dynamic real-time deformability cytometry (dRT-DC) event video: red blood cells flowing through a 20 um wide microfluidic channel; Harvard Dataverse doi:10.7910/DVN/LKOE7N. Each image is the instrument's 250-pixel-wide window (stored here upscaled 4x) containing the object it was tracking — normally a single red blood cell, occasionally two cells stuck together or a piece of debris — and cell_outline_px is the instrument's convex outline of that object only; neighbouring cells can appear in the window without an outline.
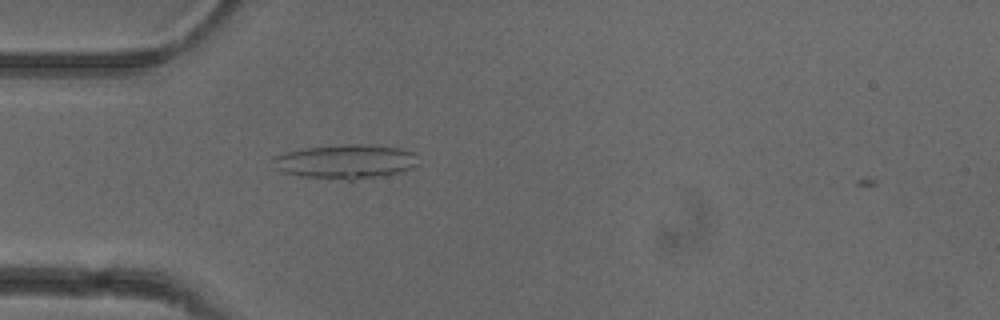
{"species": "common noctule bat (a hibernating species)", "species_latin": "Nyctalus noctula", "temperature_condition": "cold", "stored_images_in_passage": 42, "camera_frame_rate_fps": 3000, "um_per_image_px": 0.085, "animal": {"sex": "female"}, "frame": {"image": 1, "passage_image": 5, "time_ms": 1.333, "image_size_px": [1000, 320], "cell_outline_px": [[416, 164], [412, 168], [404, 172], [380, 176], [352, 180], [344, 180], [300, 176], [280, 172], [268, 160], [272, 156], [304, 148], [340, 144], [360, 144], [400, 148], [412, 152]], "centroid_in_image_um": [29.28, 13.74], "position_along_channel_um": 55.7, "area_um2": 29.07}}
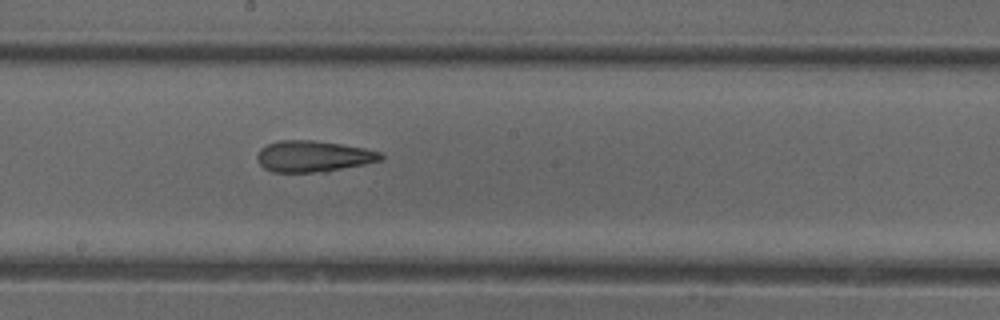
{"frame": {"image": 2, "passage_image": 18, "time_ms": 5.667, "image_size_px": [1000, 320], "cell_outline_px": [[384, 156], [380, 160], [364, 164], [328, 172], [272, 172], [264, 168], [256, 160], [256, 156], [260, 148], [268, 144], [280, 140], [312, 140], [340, 144], [364, 148], [380, 152]], "centroid_in_image_um": [26.6, 13.29], "position_along_channel_um": 221.6, "area_um2": 22.54}}
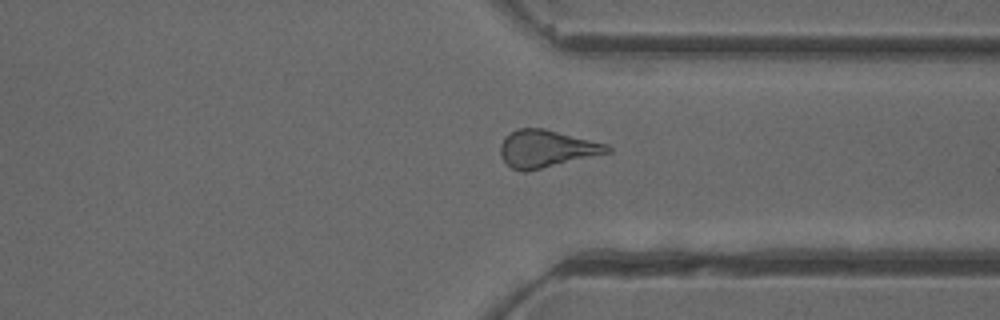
{"frame": {"image": 3, "passage_image": 29, "time_ms": 9.333, "image_size_px": [1000, 320], "cell_outline_px": [[612, 152], [524, 172], [520, 172], [512, 168], [500, 156], [500, 144], [504, 136], [516, 128], [544, 128], [608, 144], [612, 148]], "centroid_in_image_um": [46.44, 12.63], "position_along_channel_um": 365.0, "area_um2": 23.35}, "authors_computed_cell_mechanics": {"area_um2": 23.3512, "velocity_mm_per_s": 3.9255, "shape_relaxation_time_tau1_ms": null, "shape_relaxation_time_tau2_ms": 3.9611, "deformation_change_tau1": null, "deformation_change_tau2": 0.1536}}